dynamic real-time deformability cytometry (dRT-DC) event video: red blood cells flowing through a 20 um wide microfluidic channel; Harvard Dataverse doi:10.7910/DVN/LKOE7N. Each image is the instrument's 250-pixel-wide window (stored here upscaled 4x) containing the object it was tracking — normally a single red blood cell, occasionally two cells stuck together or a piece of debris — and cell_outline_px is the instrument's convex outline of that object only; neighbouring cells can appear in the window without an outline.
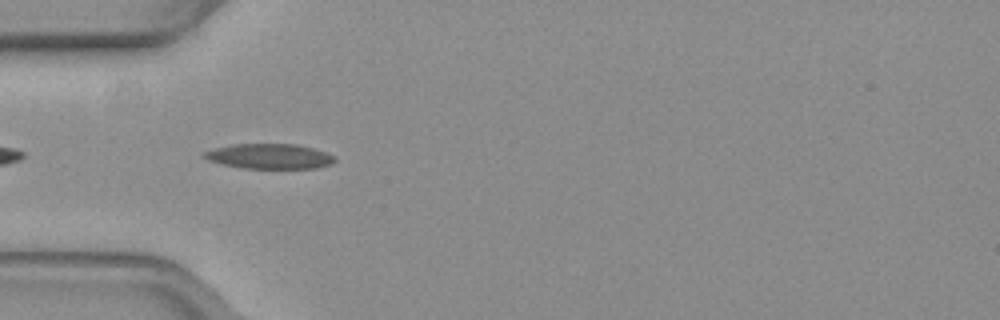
{"species": "common noctule bat (a hibernating species)", "species_latin": "Nyctalus noctula", "temperature_condition": "warm", "stored_images_in_passage": 6, "camera_frame_rate_fps": 3000, "um_per_image_px": 0.085, "animal": {"sex": "female", "body_mass_g": 19.3, "forearm_length_mm": 54.1}, "frame": {"image": 1, "passage_image": 3, "time_ms": 0.667, "image_size_px": [1000, 320], "cell_outline_px": [[336, 160], [332, 164], [316, 168], [244, 168], [224, 164], [208, 160], [204, 156], [204, 152], [216, 148], [232, 144], [296, 144], [312, 148], [336, 156]], "centroid_in_image_um": [22.95, 13.28], "position_along_channel_um": 62.0, "area_um2": 18.84}}